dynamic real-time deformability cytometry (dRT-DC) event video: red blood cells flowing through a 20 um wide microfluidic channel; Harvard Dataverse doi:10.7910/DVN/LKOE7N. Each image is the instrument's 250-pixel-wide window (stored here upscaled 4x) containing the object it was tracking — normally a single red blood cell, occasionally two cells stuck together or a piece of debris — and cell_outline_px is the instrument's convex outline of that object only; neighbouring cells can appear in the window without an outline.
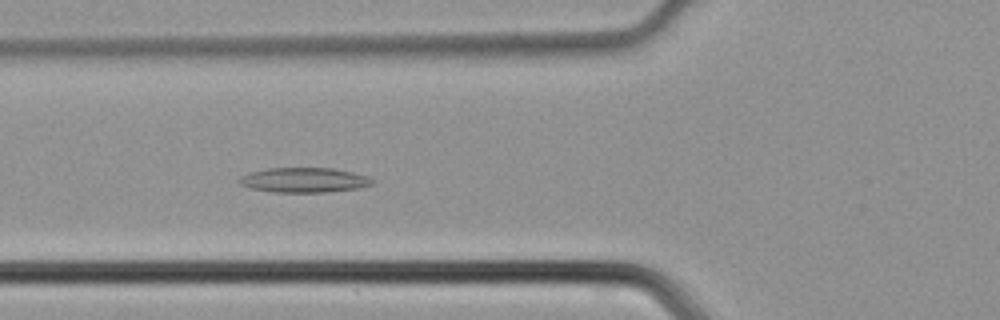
{"species": "common noctule bat (a hibernating species)", "species_latin": "Nyctalus noctula", "temperature_condition": "cold", "stored_images_in_passage": 40, "camera_frame_rate_fps": 3000, "um_per_image_px": 0.085, "animal": {"sex": "male", "body_mass_g": 21.5, "forearm_length_mm": 52.0}, "frame": {"image": 1, "passage_image": 11, "time_ms": 3.333, "image_size_px": [1000, 320], "cell_outline_px": [[376, 180], [372, 184], [360, 188], [328, 192], [272, 192], [252, 188], [240, 184], [236, 180], [248, 172], [268, 168], [332, 168], [352, 172], [368, 176]], "centroid_in_image_um": [25.86, 15.3], "position_along_channel_um": 99.9, "area_um2": 19.36}}
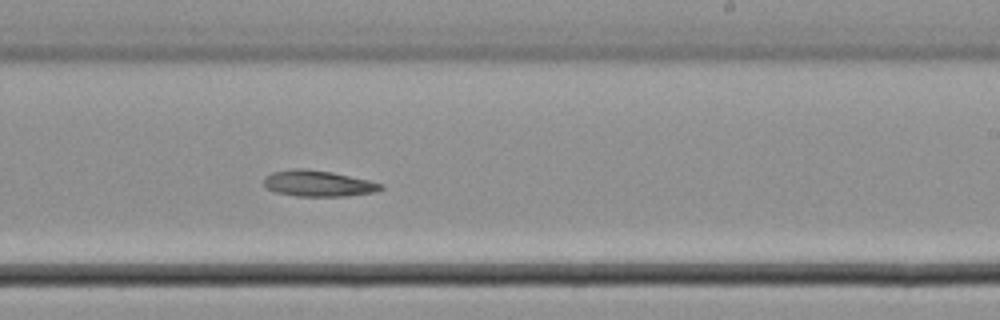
{"frame": {"image": 2, "passage_image": 22, "time_ms": 7.0, "image_size_px": [1000, 320], "cell_outline_px": [[384, 188], [376, 192], [344, 196], [296, 196], [276, 192], [268, 188], [264, 184], [264, 176], [272, 172], [296, 168], [304, 168], [332, 172], [368, 180], [384, 184]], "centroid_in_image_um": [27.05, 15.59], "position_along_channel_um": 261.9, "area_um2": 17.74}}
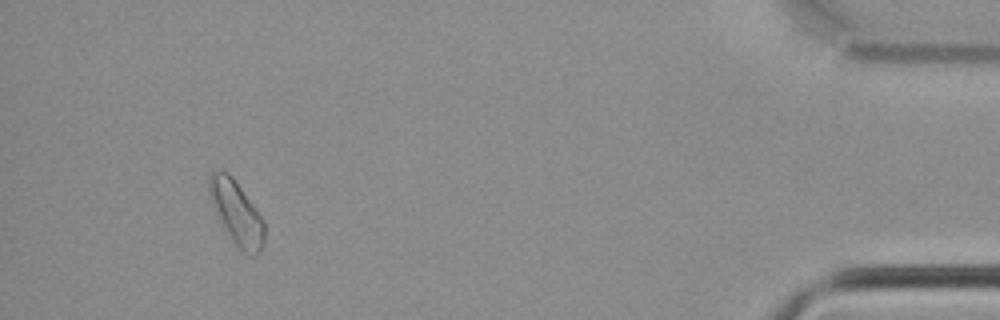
{"frame": {"image": 3, "passage_image": 37, "time_ms": 12.0, "image_size_px": [1000, 320], "cell_outline_px": [[264, 244], [260, 252], [256, 256], [248, 256], [240, 252], [232, 240], [220, 220], [208, 192], [208, 176], [212, 172], [228, 172], [232, 176], [264, 220]], "centroid_in_image_um": [20.13, 18.14], "position_along_channel_um": 415.1, "area_um2": 20.29}}